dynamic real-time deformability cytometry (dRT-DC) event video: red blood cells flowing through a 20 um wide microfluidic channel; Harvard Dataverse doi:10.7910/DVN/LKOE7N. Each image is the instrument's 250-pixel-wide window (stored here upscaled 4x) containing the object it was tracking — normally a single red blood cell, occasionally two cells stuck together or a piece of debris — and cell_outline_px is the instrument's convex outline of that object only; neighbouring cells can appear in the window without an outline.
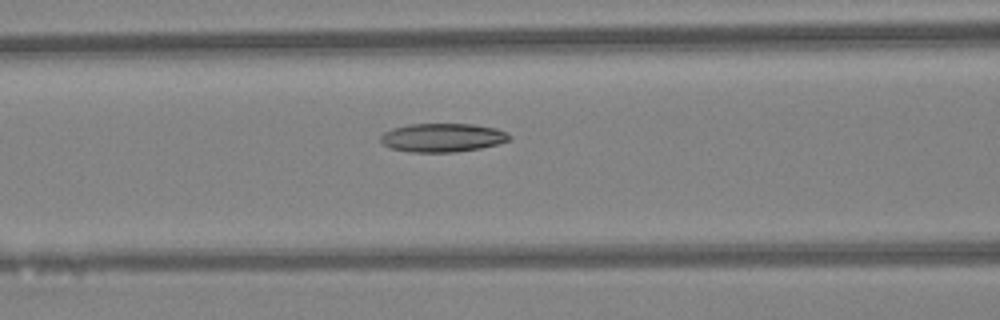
{"species": "Egyptian fruit bat (a non-hibernating species)", "species_latin": "Rousettus aegyptiacus", "temperature_condition": "warm", "stored_images_in_passage": 46, "camera_frame_rate_fps": 3000, "um_per_image_px": 0.085, "animal": {"sex": "female"}, "frame": {"image": 1, "passage_image": 19, "time_ms": 6.0, "image_size_px": [1000, 320], "cell_outline_px": [[512, 136], [508, 140], [496, 144], [480, 148], [456, 152], [412, 152], [392, 148], [384, 144], [380, 140], [380, 136], [384, 132], [392, 128], [408, 124], [472, 124], [496, 128], [508, 132]], "centroid_in_image_um": [37.62, 11.69], "position_along_channel_um": 129.0, "area_um2": 21.44}}
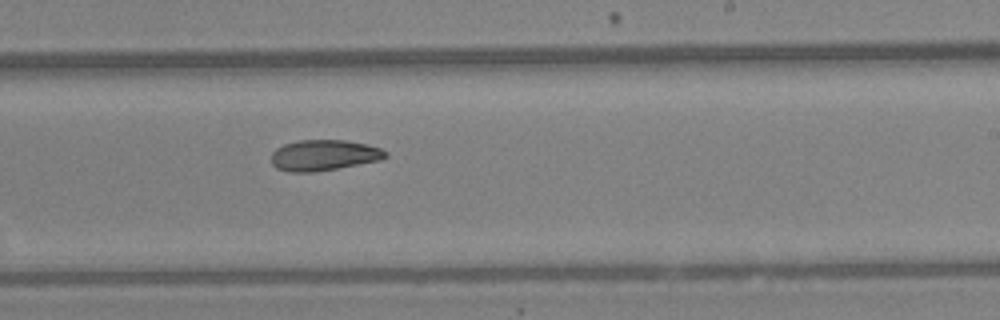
{"frame": {"image": 2, "passage_image": 28, "time_ms": 9.0, "image_size_px": [1000, 320], "cell_outline_px": [[388, 156], [380, 160], [336, 168], [312, 172], [288, 172], [276, 168], [272, 164], [272, 152], [276, 148], [284, 144], [300, 140], [344, 140], [368, 144], [380, 148], [388, 152]], "centroid_in_image_um": [27.52, 13.19], "position_along_channel_um": 261.5, "area_um2": 20.46}}
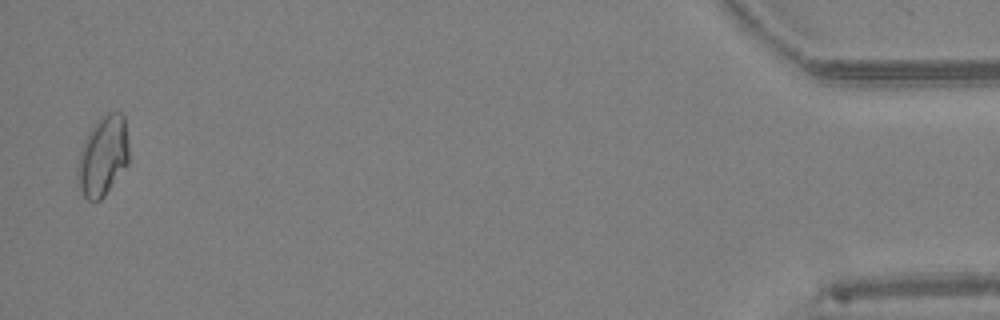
{"frame": {"image": 3, "passage_image": 45, "time_ms": 14.667, "image_size_px": [1000, 320], "cell_outline_px": [[128, 164], [104, 196], [100, 200], [88, 200], [84, 196], [76, 180], [76, 168], [80, 152], [84, 140], [88, 132], [96, 120], [100, 116], [108, 112], [120, 112], [124, 116], [128, 140]], "centroid_in_image_um": [8.73, 13.24], "position_along_channel_um": 426.5, "area_um2": 24.1}, "authors_computed_cell_mechanics": {"area_um2": 21.7906, "velocity_mm_per_s": 4.4514, "shape_relaxation_time_tau1_ms": null, "shape_relaxation_time_tau2_ms": 7.4178, "deformation_change_tau1": null, "deformation_change_tau2": 0.1309}}